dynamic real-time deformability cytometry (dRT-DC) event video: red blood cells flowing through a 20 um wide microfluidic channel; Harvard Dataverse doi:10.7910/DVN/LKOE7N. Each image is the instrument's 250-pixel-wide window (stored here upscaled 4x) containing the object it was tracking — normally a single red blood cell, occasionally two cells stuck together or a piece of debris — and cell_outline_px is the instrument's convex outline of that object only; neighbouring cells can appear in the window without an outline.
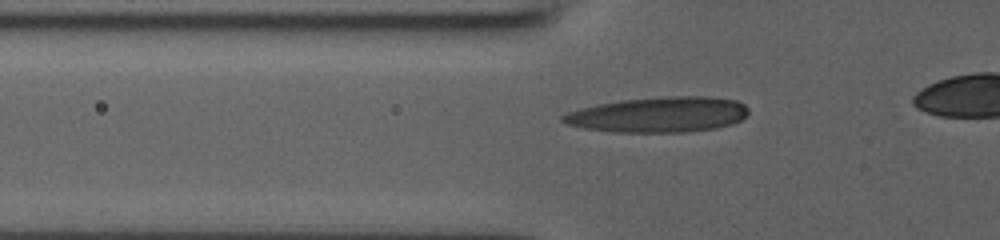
{"species": "human", "species_latin": "Homo sapiens", "temperature_condition": "room temperature", "stored_images_in_passage": 43, "camera_frame_rate_fps": 3000, "um_per_image_px": 0.085, "donor": {"sex": "male"}, "frame": {"image": 1, "passage_image": 16, "time_ms": 5.0, "image_size_px": [1000, 240], "cell_outline_px": [[748, 112], [740, 120], [732, 124], [716, 128], [684, 132], [612, 132], [584, 128], [564, 124], [560, 120], [560, 116], [568, 112], [580, 108], [620, 100], [668, 96], [708, 96], [736, 100], [744, 104], [748, 108]], "centroid_in_image_um": [55.96, 9.74], "position_along_channel_um": 69.8, "area_um2": 38.38}}
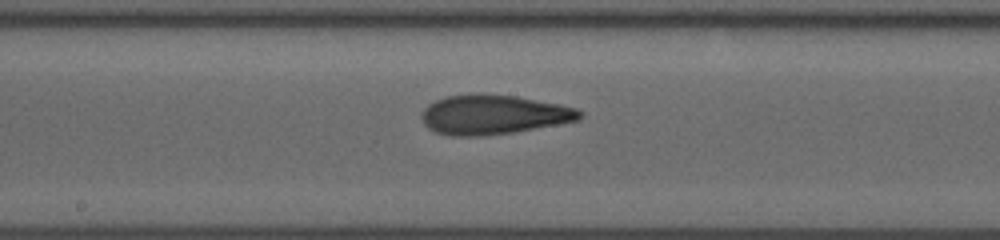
{"frame": {"image": 2, "passage_image": 26, "time_ms": 8.333, "image_size_px": [1000, 240], "cell_outline_px": [[584, 116], [580, 120], [512, 132], [476, 136], [452, 136], [436, 132], [428, 128], [424, 124], [420, 116], [424, 108], [428, 104], [444, 96], [476, 92], [480, 92], [516, 96], [560, 104], [576, 108], [584, 112]], "centroid_in_image_um": [41.93, 9.72], "position_along_channel_um": 206.3, "area_um2": 36.76}}
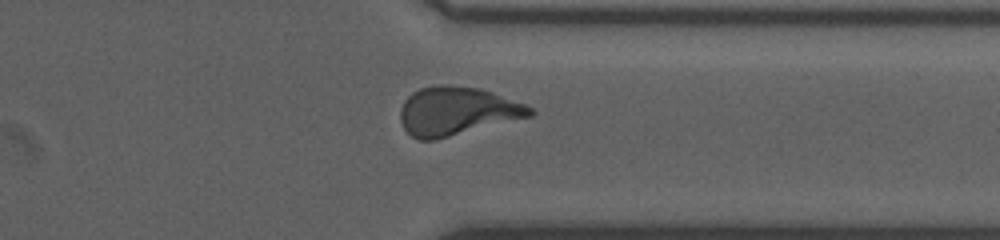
{"frame": {"image": 3, "passage_image": 38, "time_ms": 12.333, "image_size_px": [1000, 240], "cell_outline_px": [[536, 112], [532, 116], [436, 140], [420, 140], [412, 136], [404, 128], [400, 120], [400, 108], [404, 100], [412, 92], [420, 88], [440, 84], [480, 88], [492, 92], [524, 104], [532, 108]], "centroid_in_image_um": [38.82, 9.45], "position_along_channel_um": 372.6, "area_um2": 36.65}}